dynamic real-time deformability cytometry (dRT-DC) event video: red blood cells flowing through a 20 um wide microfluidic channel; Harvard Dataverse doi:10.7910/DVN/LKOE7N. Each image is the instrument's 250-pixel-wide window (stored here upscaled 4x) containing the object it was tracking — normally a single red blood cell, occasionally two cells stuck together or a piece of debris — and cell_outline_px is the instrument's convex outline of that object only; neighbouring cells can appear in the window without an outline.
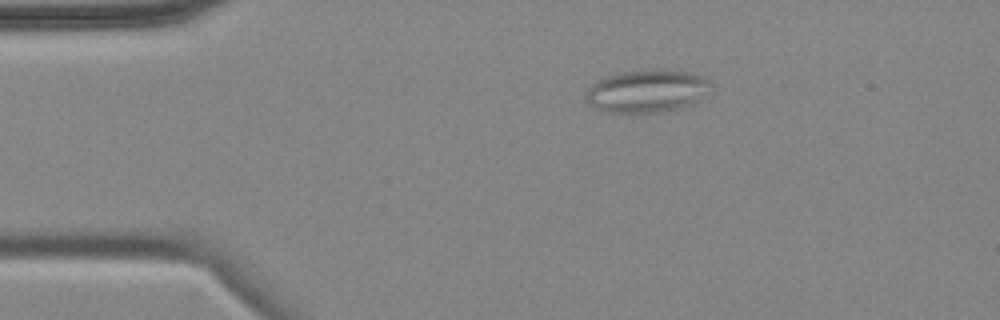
{"species": "common noctule bat (a hibernating species)", "species_latin": "Nyctalus noctula", "temperature_condition": "cold", "stored_images_in_passage": 8, "camera_frame_rate_fps": 3000, "um_per_image_px": 0.085, "animal": {"sex": "female", "body_mass_g": 18.4}, "frame": {"image": 1, "passage_image": 2, "time_ms": 1.333, "image_size_px": [1000, 320], "cell_outline_px": [[708, 80], [696, 100], [692, 104], [676, 108], [656, 112], [608, 112], [596, 108], [588, 104], [588, 88], [596, 80], [604, 76], [620, 72], [652, 68], [660, 68], [688, 72], [700, 76]], "centroid_in_image_um": [54.86, 7.7], "position_along_channel_um": 30.1, "area_um2": 30.29}}
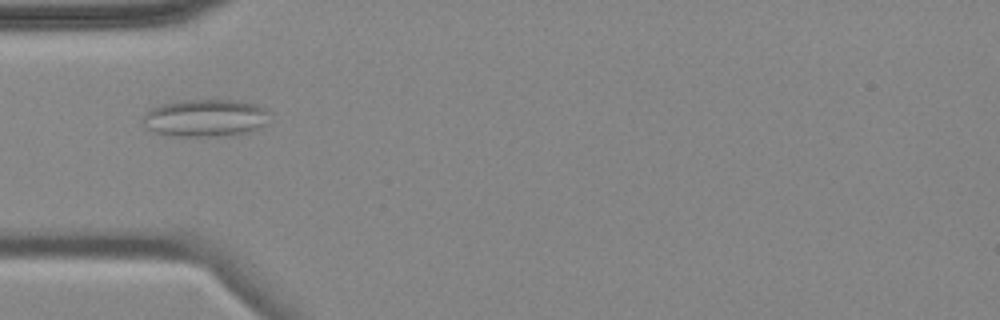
{"frame": {"image": 2, "passage_image": 4, "time_ms": 3.667, "image_size_px": [1000, 320], "cell_outline_px": [[268, 124], [260, 128], [248, 132], [216, 136], [176, 136], [156, 132], [148, 128], [144, 124], [144, 112], [160, 104], [188, 100], [236, 100], [256, 104], [264, 108], [268, 112]], "centroid_in_image_um": [17.49, 10.02], "position_along_channel_um": 67.5, "area_um2": 27.51}}